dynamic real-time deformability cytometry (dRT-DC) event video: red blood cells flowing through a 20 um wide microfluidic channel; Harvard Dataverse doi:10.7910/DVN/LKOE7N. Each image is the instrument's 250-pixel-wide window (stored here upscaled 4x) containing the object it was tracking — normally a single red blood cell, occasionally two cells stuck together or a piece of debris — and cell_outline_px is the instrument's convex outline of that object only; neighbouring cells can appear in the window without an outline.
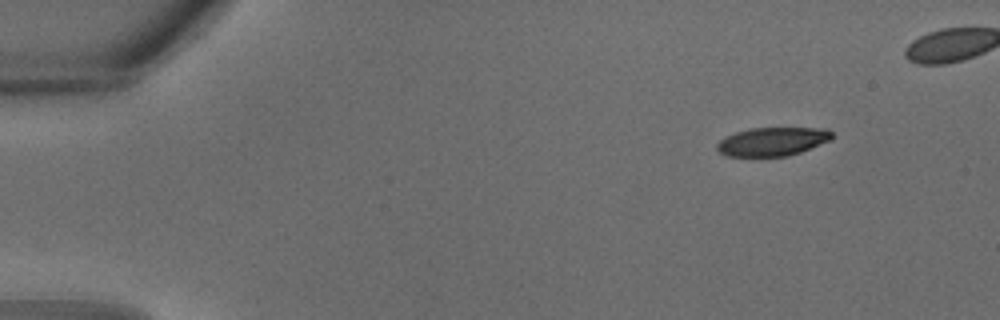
{"species": "common noctule bat (a hibernating species)", "species_latin": "Nyctalus noctula", "temperature_condition": "warm", "stored_images_in_passage": 28, "camera_frame_rate_fps": 3000, "um_per_image_px": 0.085, "animal": {"sex": "male", "body_mass_g": 18.8}, "frame": {"image": 1, "passage_image": 1, "time_ms": 0.0, "image_size_px": [1000, 320], "cell_outline_px": [[832, 140], [800, 152], [788, 156], [728, 156], [720, 152], [716, 148], [716, 144], [724, 136], [736, 132], [752, 128], [828, 128], [832, 132]], "centroid_in_image_um": [65.67, 12.02], "position_along_channel_um": 19.3, "area_um2": 19.19}}
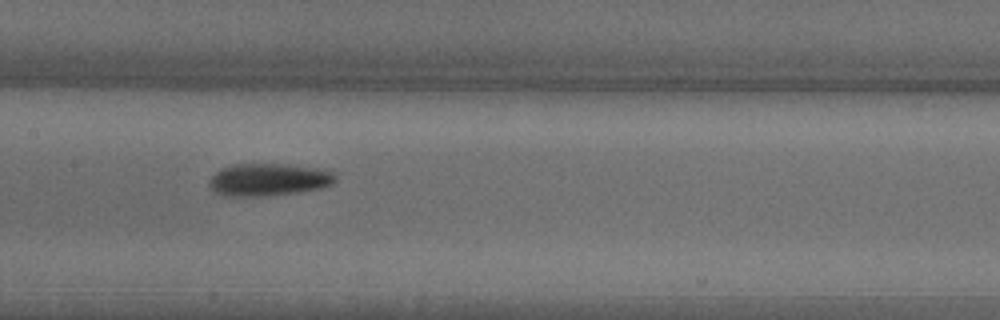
{"frame": {"image": 2, "passage_image": 14, "time_ms": 4.333, "image_size_px": [1000, 320], "cell_outline_px": [[336, 180], [332, 184], [320, 188], [296, 192], [264, 196], [228, 196], [216, 192], [208, 184], [212, 176], [220, 168], [236, 164], [284, 164], [316, 168], [332, 172], [336, 176]], "centroid_in_image_um": [22.82, 15.26], "position_along_channel_um": 184.6, "area_um2": 23.58}}
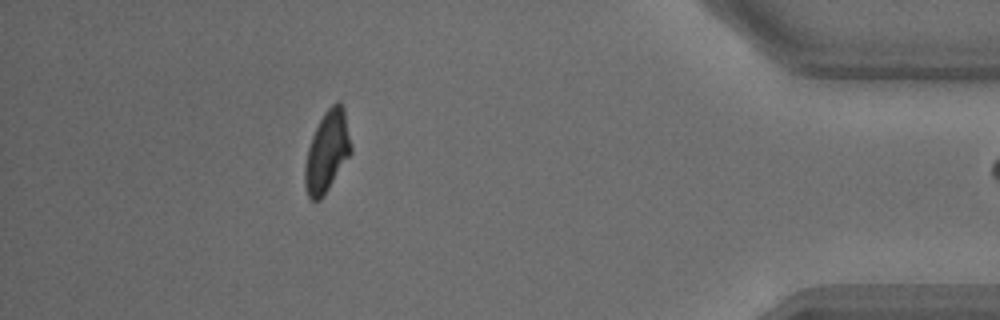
{"frame": {"image": 3, "passage_image": 27, "time_ms": 8.667, "image_size_px": [1000, 320], "cell_outline_px": [[352, 152], [324, 196], [320, 200], [312, 200], [308, 196], [304, 184], [304, 168], [308, 148], [312, 136], [324, 112], [336, 100], [340, 100], [344, 108], [352, 148]], "centroid_in_image_um": [27.81, 12.88], "position_along_channel_um": 407.4, "area_um2": 21.79}}